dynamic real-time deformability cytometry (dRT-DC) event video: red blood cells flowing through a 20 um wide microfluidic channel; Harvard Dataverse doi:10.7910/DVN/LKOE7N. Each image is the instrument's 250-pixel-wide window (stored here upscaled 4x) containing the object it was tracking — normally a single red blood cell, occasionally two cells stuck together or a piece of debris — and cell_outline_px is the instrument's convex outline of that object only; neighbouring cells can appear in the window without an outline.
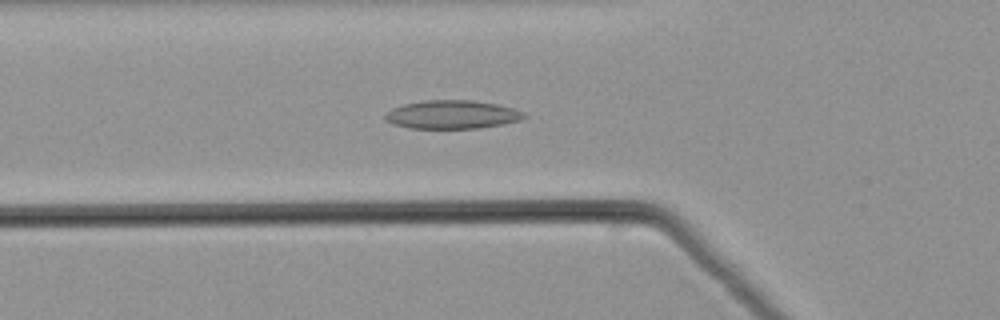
{"species": "common noctule bat (a hibernating species)", "species_latin": "Nyctalus noctula", "temperature_condition": "warm", "stored_images_in_passage": 51, "camera_frame_rate_fps": 3000, "um_per_image_px": 0.085, "animal": {"sex": "male", "body_mass_g": 21.5, "forearm_length_mm": 52.0}, "frame": {"image": 1, "passage_image": 17, "time_ms": 5.333, "image_size_px": [1000, 320], "cell_outline_px": [[524, 116], [520, 120], [504, 124], [480, 128], [408, 128], [392, 124], [384, 116], [392, 108], [404, 104], [424, 100], [472, 100], [496, 104], [512, 108], [524, 112]], "centroid_in_image_um": [38.42, 9.74], "position_along_channel_um": 87.4, "area_um2": 22.89}}
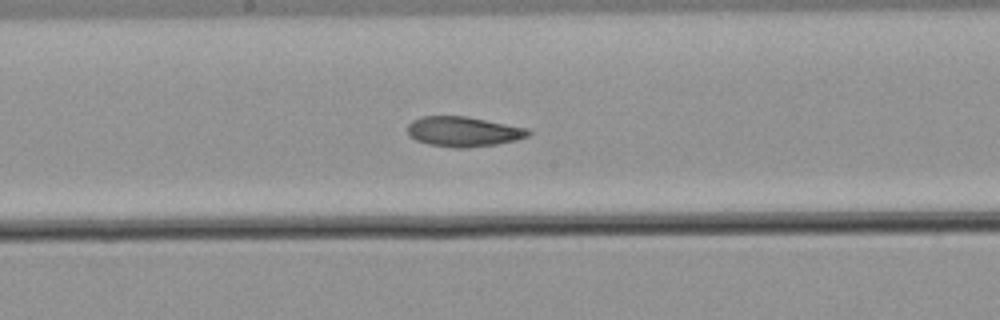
{"frame": {"image": 2, "passage_image": 26, "time_ms": 8.333, "image_size_px": [1000, 320], "cell_outline_px": [[532, 132], [528, 136], [516, 140], [496, 144], [468, 148], [456, 148], [428, 144], [416, 140], [408, 136], [408, 124], [412, 120], [420, 116], [468, 116], [528, 128]], "centroid_in_image_um": [39.38, 11.18], "position_along_channel_um": 208.8, "area_um2": 21.33}}
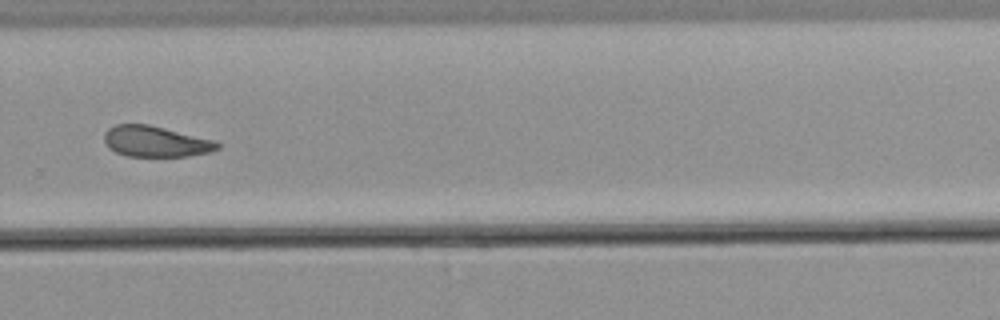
{"frame": {"image": 3, "passage_image": 34, "time_ms": 11.0, "image_size_px": [1000, 320], "cell_outline_px": [[220, 148], [208, 152], [188, 156], [128, 156], [116, 152], [108, 148], [104, 140], [104, 132], [108, 128], [116, 124], [148, 124], [216, 140], [220, 144]], "centroid_in_image_um": [13.22, 12.02], "position_along_channel_um": 316.6, "area_um2": 20.4}}